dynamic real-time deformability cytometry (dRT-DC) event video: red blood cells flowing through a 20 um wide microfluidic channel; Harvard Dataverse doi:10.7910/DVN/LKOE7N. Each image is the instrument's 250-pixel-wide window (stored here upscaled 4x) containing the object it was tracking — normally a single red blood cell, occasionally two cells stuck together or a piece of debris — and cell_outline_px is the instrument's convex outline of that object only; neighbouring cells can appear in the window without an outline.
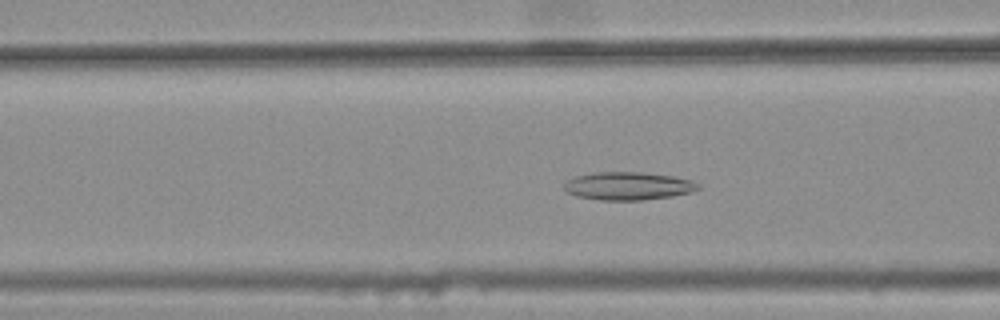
{"species": "common noctule bat (a hibernating species)", "species_latin": "Nyctalus noctula", "temperature_condition": "warm", "stored_images_in_passage": 44, "camera_frame_rate_fps": 3000, "um_per_image_px": 0.085, "animal": {"sex": "female", "body_mass_g": 25.1}, "frame": {"image": 1, "passage_image": 20, "time_ms": 6.333, "image_size_px": [1000, 320], "cell_outline_px": [[700, 188], [692, 192], [672, 196], [640, 200], [600, 200], [576, 196], [568, 192], [564, 188], [564, 184], [568, 180], [576, 176], [592, 172], [644, 172], [672, 176], [692, 180], [700, 184]], "centroid_in_image_um": [53.41, 15.8], "position_along_channel_um": 113.2, "area_um2": 21.91}}
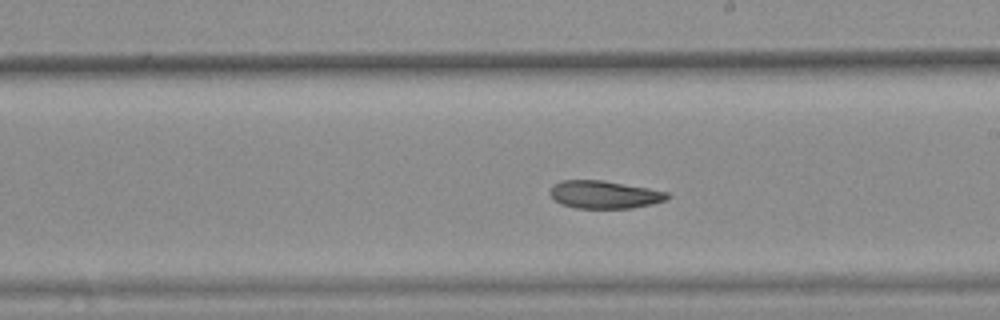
{"frame": {"image": 2, "passage_image": 30, "time_ms": 9.667, "image_size_px": [1000, 320], "cell_outline_px": [[672, 196], [664, 200], [652, 204], [632, 208], [576, 208], [560, 204], [552, 200], [548, 192], [552, 184], [560, 180], [604, 180], [648, 188], [668, 192]], "centroid_in_image_um": [51.31, 16.53], "position_along_channel_um": 237.7, "area_um2": 19.31}}
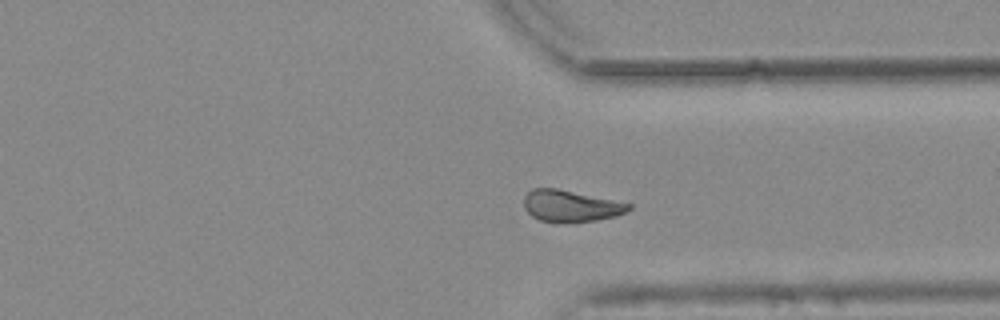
{"frame": {"image": 3, "passage_image": 40, "time_ms": 13.0, "image_size_px": [1000, 320], "cell_outline_px": [[632, 208], [628, 212], [616, 216], [596, 220], [540, 220], [532, 216], [524, 208], [524, 196], [532, 188], [556, 188], [632, 204]], "centroid_in_image_um": [48.52, 17.47], "position_along_channel_um": 362.9, "area_um2": 18.67}, "authors_computed_cell_mechanics": {"area_um2": 20.519, "velocity_mm_per_s": 3.7428, "shape_relaxation_time_tau1_ms": null, "shape_relaxation_time_tau2_ms": 4.8783, "deformation_change_tau1": null, "deformation_change_tau2": 0.1084}}